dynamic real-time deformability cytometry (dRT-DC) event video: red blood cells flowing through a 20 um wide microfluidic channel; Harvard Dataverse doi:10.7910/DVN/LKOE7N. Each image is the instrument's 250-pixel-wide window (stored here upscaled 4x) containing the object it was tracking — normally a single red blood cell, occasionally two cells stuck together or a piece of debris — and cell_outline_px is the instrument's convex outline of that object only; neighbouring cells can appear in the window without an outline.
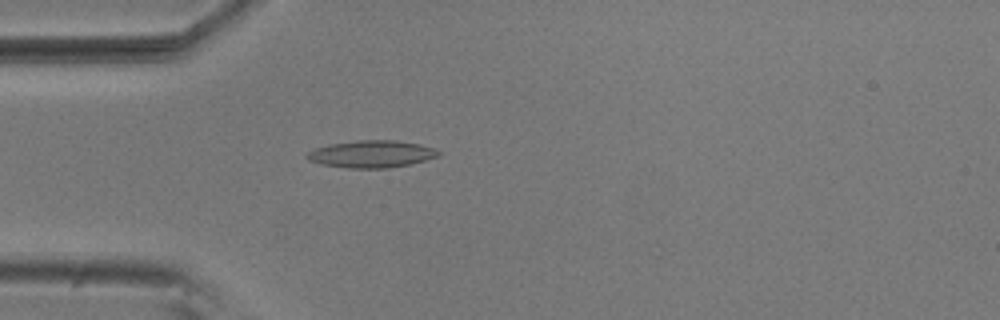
{"species": "common noctule bat (a hibernating species)", "species_latin": "Nyctalus noctula", "temperature_condition": "room temperature", "stored_images_in_passage": 4, "camera_frame_rate_fps": 3000, "um_per_image_px": 0.085, "animal": {"sex": "male", "body_mass_g": 20.5, "forearm_length_mm": 52.5}, "frame": {"image": 1, "passage_image": 4, "time_ms": 1.0, "image_size_px": [1000, 320], "cell_outline_px": [[444, 152], [440, 156], [408, 164], [388, 168], [348, 168], [320, 164], [308, 160], [304, 156], [308, 152], [316, 148], [332, 144], [356, 140], [396, 140], [420, 144]], "centroid_in_image_um": [31.59, 13.09], "position_along_channel_um": 53.4, "area_um2": 20.81}}